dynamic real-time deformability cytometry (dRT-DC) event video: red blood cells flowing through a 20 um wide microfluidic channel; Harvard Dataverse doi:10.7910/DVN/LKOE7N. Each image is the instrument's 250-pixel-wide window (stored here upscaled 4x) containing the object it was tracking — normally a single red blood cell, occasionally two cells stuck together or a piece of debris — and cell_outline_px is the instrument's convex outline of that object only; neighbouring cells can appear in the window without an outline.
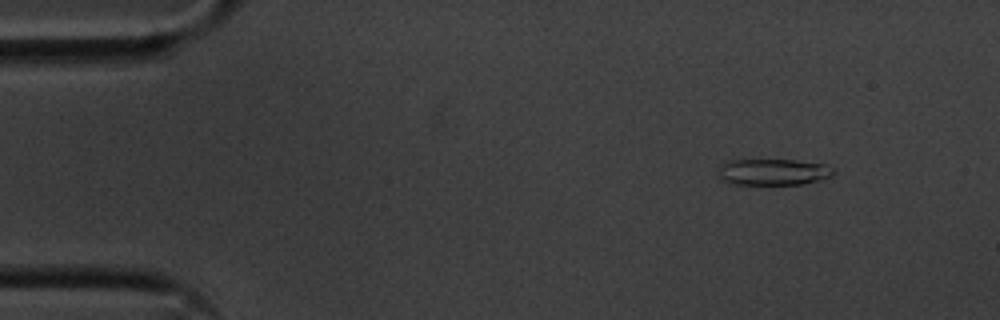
{"species": "common noctule bat (a hibernating species)", "species_latin": "Nyctalus noctula", "temperature_condition": "cold", "stored_images_in_passage": 52, "camera_frame_rate_fps": 3000, "um_per_image_px": 0.085, "animal": {"sex": "male", "body_mass_g": 20.1, "forearm_length_mm": 53.5}, "frame": {"image": 1, "passage_image": 3, "time_ms": 0.667, "image_size_px": [1000, 320], "cell_outline_px": [[836, 172], [832, 176], [820, 180], [800, 184], [732, 184], [720, 180], [716, 176], [720, 164], [728, 160], [796, 160], [828, 164]], "centroid_in_image_um": [65.69, 14.61], "position_along_channel_um": 19.3, "area_um2": 18.03}}
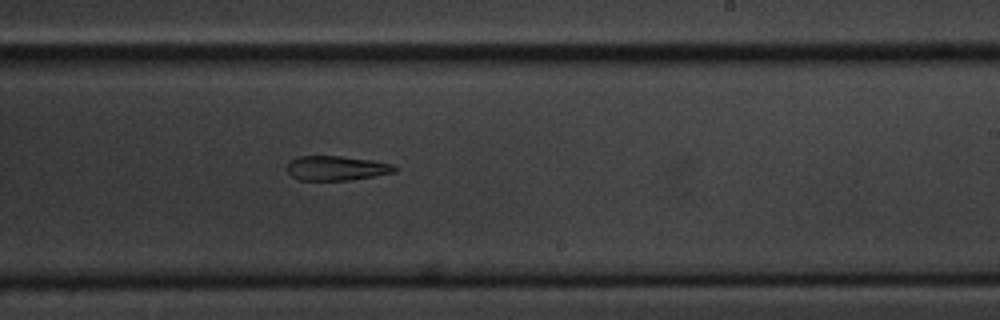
{"frame": {"image": 2, "passage_image": 30, "time_ms": 9.667, "image_size_px": [1000, 320], "cell_outline_px": [[396, 172], [348, 180], [300, 180], [292, 176], [288, 172], [288, 164], [292, 160], [300, 156], [340, 156], [372, 160], [392, 164], [396, 168]], "centroid_in_image_um": [28.6, 14.29], "position_along_channel_um": 260.4, "area_um2": 15.14}}
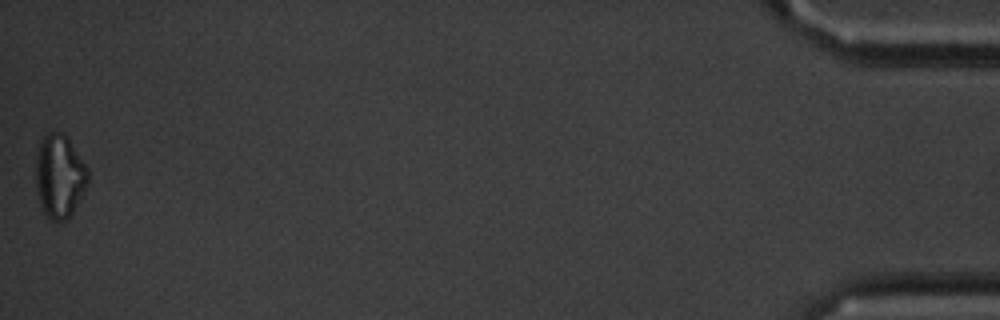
{"frame": {"image": 3, "passage_image": 52, "time_ms": 17.0, "image_size_px": [1000, 320], "cell_outline_px": [[88, 184], [72, 216], [68, 220], [52, 220], [44, 212], [40, 204], [36, 188], [36, 156], [40, 140], [48, 132], [60, 132], [68, 140], [88, 168]], "centroid_in_image_um": [5.06, 15.01], "position_along_channel_um": 430.1, "area_um2": 25.32}}